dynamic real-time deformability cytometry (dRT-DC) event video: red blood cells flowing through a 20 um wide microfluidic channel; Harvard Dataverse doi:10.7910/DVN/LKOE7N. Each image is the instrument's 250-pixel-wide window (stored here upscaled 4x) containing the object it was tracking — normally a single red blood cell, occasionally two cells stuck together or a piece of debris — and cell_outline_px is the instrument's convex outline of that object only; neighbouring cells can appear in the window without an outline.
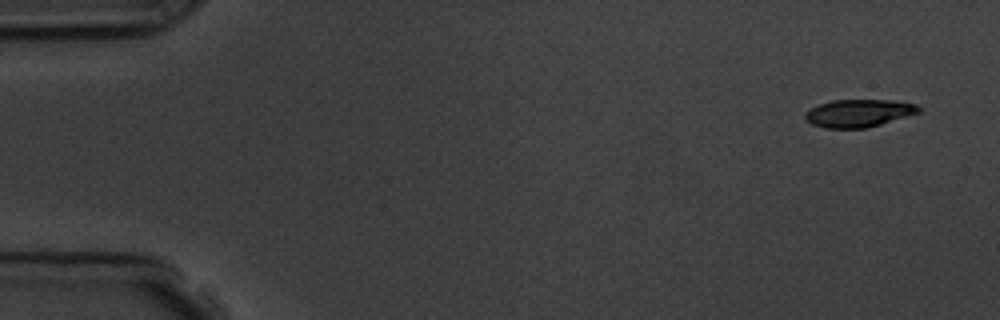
{"species": "common noctule bat (a hibernating species)", "species_latin": "Nyctalus noctula", "temperature_condition": "room temperature", "stored_images_in_passage": 5, "camera_frame_rate_fps": 3000, "um_per_image_px": 0.085, "animal": {"sex": "male", "body_mass_g": 19.5, "forearm_length_mm": 54.6}, "frame": {"image": 1, "passage_image": 1, "time_ms": 0.0, "image_size_px": [1000, 320], "cell_outline_px": [[920, 112], [880, 124], [864, 128], [824, 128], [812, 124], [804, 120], [804, 112], [820, 104], [832, 100], [892, 100], [916, 104], [920, 108]], "centroid_in_image_um": [72.95, 9.62], "position_along_channel_um": 12.1, "area_um2": 18.21}}
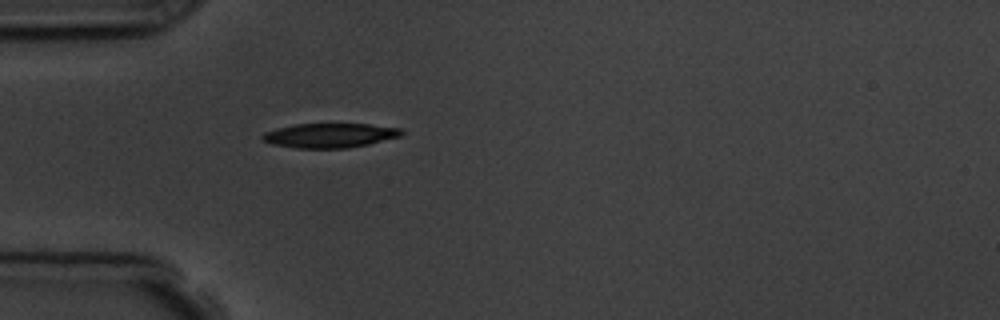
{"frame": {"image": 2, "passage_image": 5, "time_ms": 4.333, "image_size_px": [1000, 320], "cell_outline_px": [[404, 136], [368, 144], [348, 148], [296, 148], [272, 144], [260, 140], [260, 136], [264, 132], [276, 128], [296, 124], [368, 124], [400, 128], [404, 132]], "centroid_in_image_um": [28.02, 11.51], "position_along_channel_um": 57.0, "area_um2": 20.0}}